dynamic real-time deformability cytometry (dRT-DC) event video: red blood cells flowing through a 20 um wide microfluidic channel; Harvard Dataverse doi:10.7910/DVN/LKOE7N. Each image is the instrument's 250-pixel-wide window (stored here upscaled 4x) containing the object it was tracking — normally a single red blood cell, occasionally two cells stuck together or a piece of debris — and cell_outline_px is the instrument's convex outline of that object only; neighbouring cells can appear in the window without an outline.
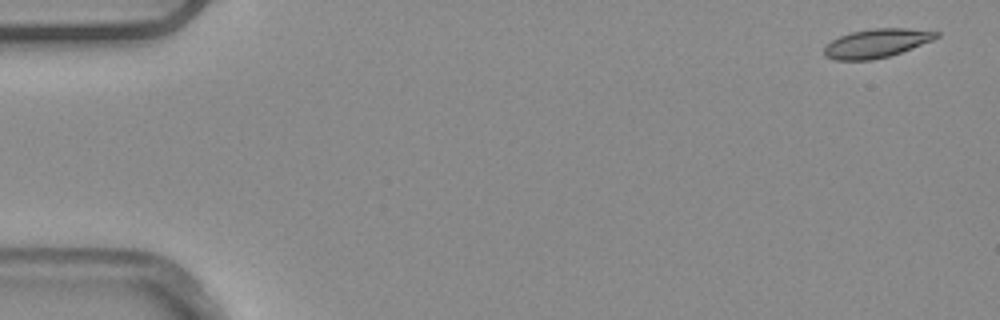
{"species": "common noctule bat (a hibernating species)", "species_latin": "Nyctalus noctula", "temperature_condition": "warm", "stored_images_in_passage": 6, "camera_frame_rate_fps": 3000, "um_per_image_px": 0.085, "animal": {"sex": "male", "body_mass_g": 20.4}, "frame": {"image": 1, "passage_image": 1, "time_ms": 0.0, "image_size_px": [1000, 320], "cell_outline_px": [[940, 36], [932, 40], [912, 48], [888, 56], [872, 60], [836, 60], [824, 56], [824, 48], [832, 40], [840, 36], [852, 32], [876, 28], [904, 28], [940, 32]], "centroid_in_image_um": [74.5, 3.68], "position_along_channel_um": 10.5, "area_um2": 18.55}}
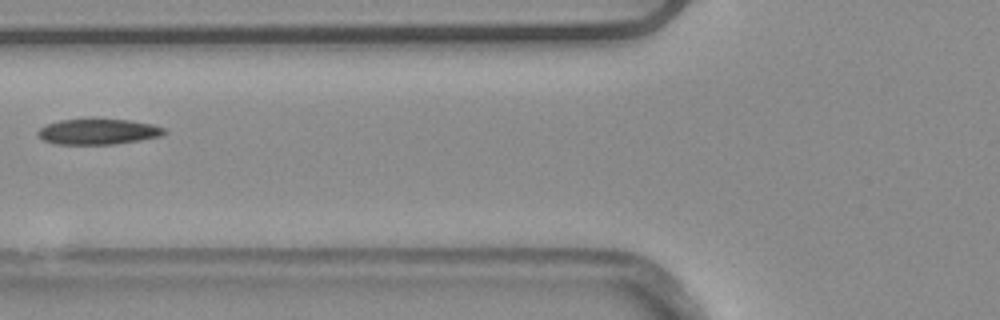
{"frame": {"image": 2, "passage_image": 5, "time_ms": 1.333, "image_size_px": [1000, 320], "cell_outline_px": [[168, 132], [160, 136], [140, 140], [116, 144], [52, 144], [36, 136], [36, 132], [40, 128], [48, 124], [60, 120], [84, 116], [92, 116], [128, 120], [152, 124], [164, 128]], "centroid_in_image_um": [8.29, 11.15], "position_along_channel_um": 117.5, "area_um2": 19.77}}